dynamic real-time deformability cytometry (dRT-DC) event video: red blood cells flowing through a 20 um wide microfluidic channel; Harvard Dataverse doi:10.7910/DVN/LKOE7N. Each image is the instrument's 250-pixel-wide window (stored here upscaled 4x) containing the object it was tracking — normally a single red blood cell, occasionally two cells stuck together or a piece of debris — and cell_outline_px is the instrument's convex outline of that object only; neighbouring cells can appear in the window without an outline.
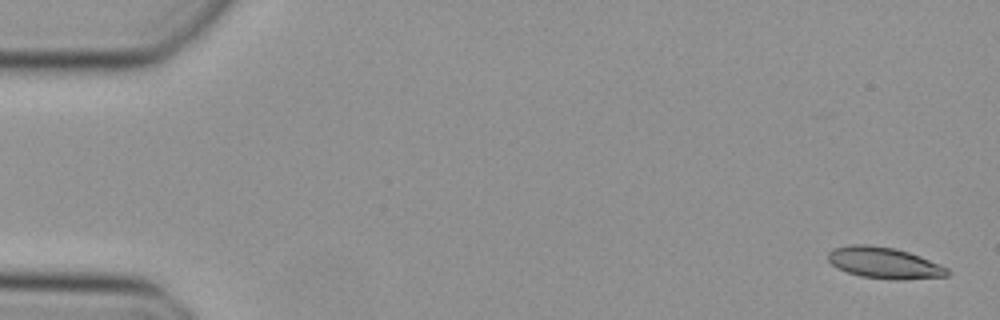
{"species": "Egyptian fruit bat (a non-hibernating species)", "species_latin": "Rousettus aegyptiacus", "temperature_condition": "cold", "stored_images_in_passage": 10, "camera_frame_rate_fps": 3000, "um_per_image_px": 0.085, "animal": {"sex": "female"}, "frame": {"image": 1, "passage_image": 1, "time_ms": 0.0, "image_size_px": [1000, 320], "cell_outline_px": [[952, 272], [948, 276], [904, 280], [896, 280], [860, 276], [848, 272], [832, 264], [828, 260], [828, 252], [832, 248], [852, 244], [868, 244], [896, 248], [920, 256], [940, 264], [948, 268]], "centroid_in_image_um": [75.2, 22.34], "position_along_channel_um": 9.8, "area_um2": 21.91}}